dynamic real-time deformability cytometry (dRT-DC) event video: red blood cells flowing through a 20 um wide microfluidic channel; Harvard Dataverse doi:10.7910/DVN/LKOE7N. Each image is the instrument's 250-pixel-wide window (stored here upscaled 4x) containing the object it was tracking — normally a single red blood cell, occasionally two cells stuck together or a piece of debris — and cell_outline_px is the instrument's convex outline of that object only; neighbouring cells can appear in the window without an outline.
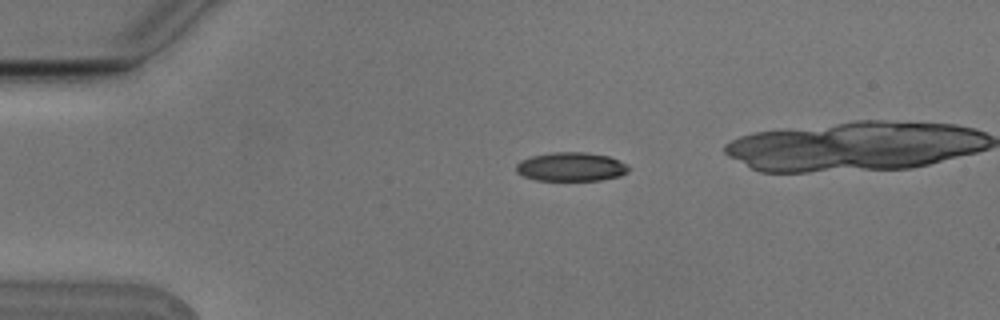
{"species": "Egyptian fruit bat (a non-hibernating species)", "species_latin": "Rousettus aegyptiacus", "temperature_condition": "cold", "stored_images_in_passage": 4, "camera_frame_rate_fps": 3000, "um_per_image_px": 0.085, "animal": {"sex": "male"}, "frame": {"image": 1, "passage_image": 2, "time_ms": 0.333, "image_size_px": [1000, 320], "cell_outline_px": [[632, 168], [628, 172], [620, 176], [600, 180], [536, 180], [524, 176], [516, 172], [516, 164], [520, 160], [532, 156], [552, 152], [588, 152], [608, 156], [620, 160], [628, 164]], "centroid_in_image_um": [48.58, 14.17], "position_along_channel_um": 36.4, "area_um2": 19.13}}